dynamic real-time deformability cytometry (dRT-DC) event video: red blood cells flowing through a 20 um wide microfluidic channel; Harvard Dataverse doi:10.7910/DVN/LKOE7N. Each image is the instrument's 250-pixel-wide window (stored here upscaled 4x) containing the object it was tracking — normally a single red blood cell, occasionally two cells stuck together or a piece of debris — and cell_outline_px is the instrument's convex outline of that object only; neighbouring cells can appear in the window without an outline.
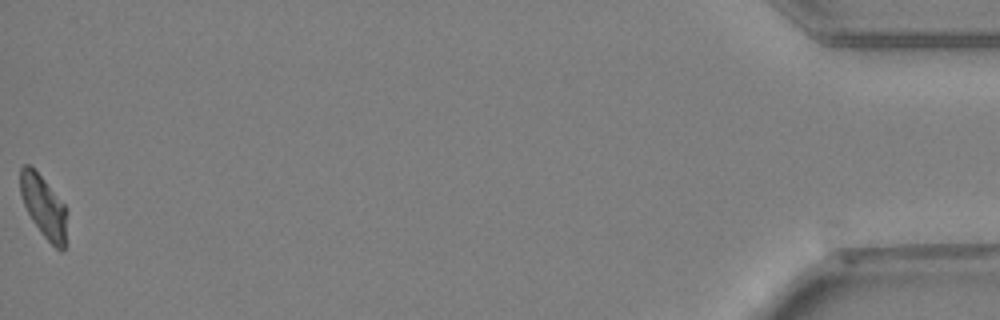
{"species": "Egyptian fruit bat (a non-hibernating species)", "species_latin": "Rousettus aegyptiacus", "temperature_condition": "warm", "stored_images_in_passage": 49, "camera_frame_rate_fps": 3000, "um_per_image_px": 0.085, "animal": {"sex": "female"}, "frame": {"image": 1, "passage_image": 49, "time_ms": 16.0, "image_size_px": [1000, 320], "cell_outline_px": [[68, 244], [64, 252], [60, 252], [40, 232], [32, 220], [24, 204], [20, 192], [20, 168], [24, 164], [28, 164], [44, 180], [64, 204]], "centroid_in_image_um": [3.74, 17.64], "position_along_channel_um": 431.5, "area_um2": 16.82}, "authors_computed_cell_mechanics": {"area_um2": 18.0336, "velocity_mm_per_s": 4.2288, "shape_relaxation_time_tau1_ms": 5.7795, "shape_relaxation_time_tau2_ms": 2.7286, "deformation_change_tau1": 0.2308, "deformation_change_tau2": 0.101}}